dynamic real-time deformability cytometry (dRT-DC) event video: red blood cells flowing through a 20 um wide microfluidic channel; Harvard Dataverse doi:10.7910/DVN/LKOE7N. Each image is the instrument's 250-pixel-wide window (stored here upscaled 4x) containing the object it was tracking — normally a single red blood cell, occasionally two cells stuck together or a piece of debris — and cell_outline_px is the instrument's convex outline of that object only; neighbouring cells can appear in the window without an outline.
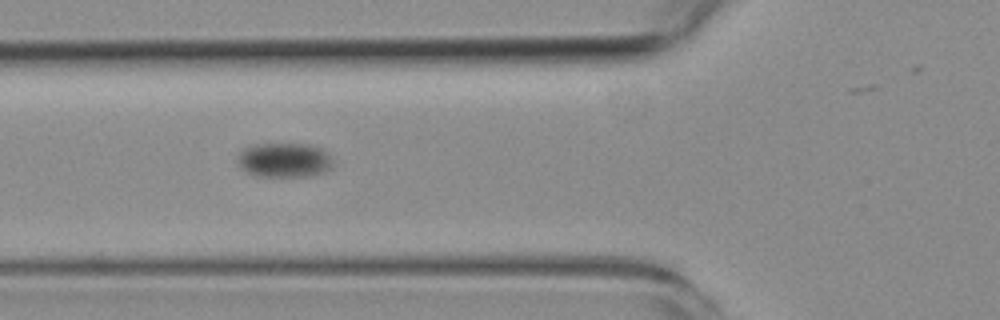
{"species": "common noctule bat (a hibernating species)", "species_latin": "Nyctalus noctula", "temperature_condition": "room temperature", "stored_images_in_passage": 2, "camera_frame_rate_fps": 3000, "um_per_image_px": 0.085, "animal": {"sex": "female", "body_mass_g": 19.3, "forearm_length_mm": 54.1}, "frame": {"image": 1, "passage_image": 2, "time_ms": 1.333, "image_size_px": [1000, 320], "cell_outline_px": [[332, 168], [324, 172], [312, 176], [256, 176], [244, 172], [240, 168], [236, 160], [236, 156], [244, 148], [256, 144], [308, 144], [324, 148], [332, 160]], "centroid_in_image_um": [24.14, 13.61], "position_along_channel_um": 101.7, "area_um2": 19.54}}